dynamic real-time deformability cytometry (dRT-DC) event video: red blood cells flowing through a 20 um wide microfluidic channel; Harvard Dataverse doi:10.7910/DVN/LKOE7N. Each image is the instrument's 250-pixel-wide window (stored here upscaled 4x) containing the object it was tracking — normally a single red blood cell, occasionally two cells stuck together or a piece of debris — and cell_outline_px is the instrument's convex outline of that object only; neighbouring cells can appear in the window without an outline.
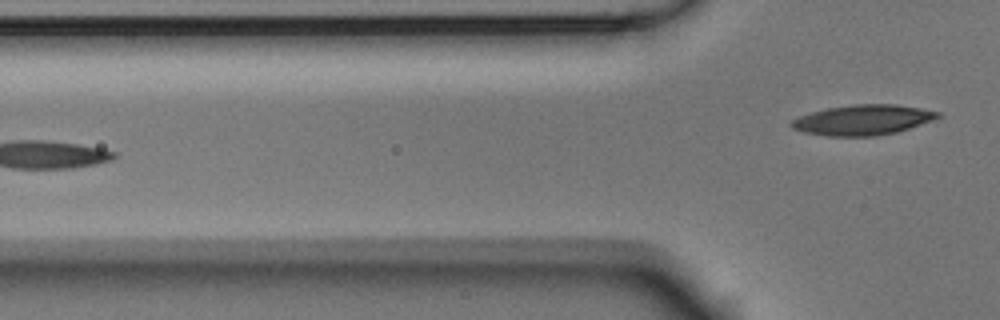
{"species": "Egyptian fruit bat (a non-hibernating species)", "species_latin": "Rousettus aegyptiacus", "temperature_condition": "room temperature", "stored_images_in_passage": 5, "camera_frame_rate_fps": 3000, "um_per_image_px": 0.085, "animal": {"sex": "male"}, "frame": {"image": 1, "passage_image": 5, "time_ms": 1.333, "image_size_px": [1000, 320], "cell_outline_px": [[940, 116], [932, 120], [896, 132], [872, 136], [828, 136], [804, 132], [792, 128], [788, 124], [792, 120], [800, 116], [812, 112], [828, 108], [856, 104], [896, 104], [920, 108], [940, 112]], "centroid_in_image_um": [73.32, 10.19], "position_along_channel_um": 52.5, "area_um2": 25.49}}